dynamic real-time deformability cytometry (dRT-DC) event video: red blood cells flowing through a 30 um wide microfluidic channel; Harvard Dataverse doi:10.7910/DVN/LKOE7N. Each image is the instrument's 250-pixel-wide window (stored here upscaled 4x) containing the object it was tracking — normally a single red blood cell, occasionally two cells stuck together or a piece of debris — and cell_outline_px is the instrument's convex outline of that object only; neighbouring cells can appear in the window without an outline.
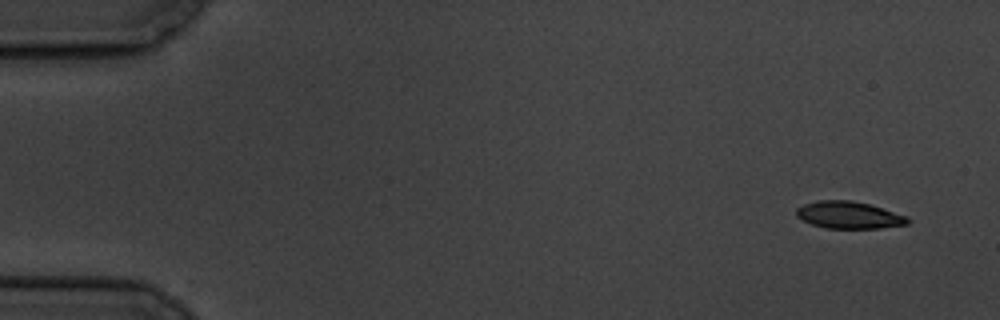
{"species": "common noctule bat (a hibernating species)", "species_latin": "Nyctalus noctula", "temperature_condition": "cold", "stored_images_in_passage": 5, "camera_frame_rate_fps": 3000, "um_per_image_px": 0.085, "animal": {"sex": "male", "body_mass_g": 19.5, "forearm_length_mm": 54.6}, "frame": {"image": 1, "passage_image": 1, "time_ms": 0.0, "image_size_px": [1000, 320], "cell_outline_px": [[912, 220], [908, 224], [880, 228], [824, 228], [812, 224], [796, 216], [796, 208], [804, 204], [816, 200], [852, 200], [868, 204], [908, 216]], "centroid_in_image_um": [72.17, 18.27], "position_along_channel_um": 12.8, "area_um2": 17.63}}
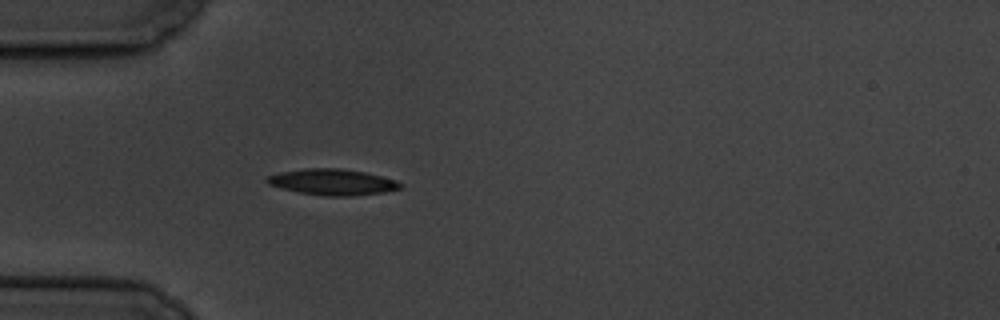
{"frame": {"image": 2, "passage_image": 5, "time_ms": 4.667, "image_size_px": [1000, 320], "cell_outline_px": [[404, 188], [384, 192], [352, 196], [328, 196], [300, 192], [268, 184], [264, 180], [268, 176], [280, 172], [304, 168], [340, 168], [364, 172], [396, 180], [404, 184]], "centroid_in_image_um": [28.3, 15.47], "position_along_channel_um": 56.7, "area_um2": 20.17}}